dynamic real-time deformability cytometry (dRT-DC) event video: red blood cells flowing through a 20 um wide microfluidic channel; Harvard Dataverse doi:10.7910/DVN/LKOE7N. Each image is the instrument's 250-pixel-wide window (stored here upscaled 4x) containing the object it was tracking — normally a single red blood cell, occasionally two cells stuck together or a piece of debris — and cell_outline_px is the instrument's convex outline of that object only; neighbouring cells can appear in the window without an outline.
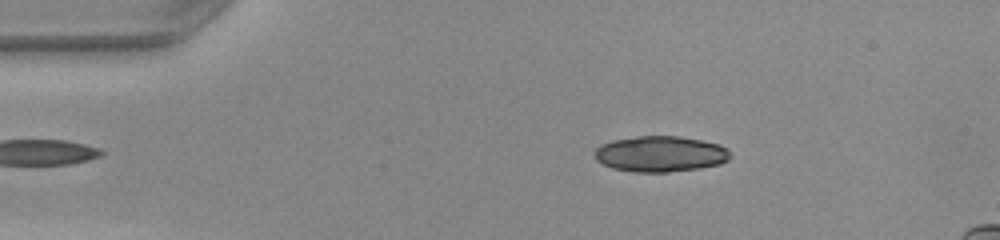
{"species": "common noctule bat (a hibernating species)", "species_latin": "Nyctalus noctula", "temperature_condition": "warm", "stored_images_in_passage": 48, "segment_of_instrument_passage": [1, 2], "camera_frame_rate_fps": 3000, "um_per_image_px": 0.085, "animal": {"sex": "female", "body_mass_g": 22.0, "forearm_length_mm": 56.7}, "frame": {"image": 1, "passage_image": 7, "time_ms": 2.0, "image_size_px": [1000, 240], "cell_outline_px": [[732, 156], [728, 160], [720, 164], [700, 168], [668, 172], [632, 172], [612, 168], [596, 160], [596, 148], [600, 144], [612, 140], [640, 136], [676, 136], [700, 140], [720, 144], [728, 148]], "centroid_in_image_um": [56.16, 13.09], "position_along_channel_um": 28.8, "area_um2": 28.38}}